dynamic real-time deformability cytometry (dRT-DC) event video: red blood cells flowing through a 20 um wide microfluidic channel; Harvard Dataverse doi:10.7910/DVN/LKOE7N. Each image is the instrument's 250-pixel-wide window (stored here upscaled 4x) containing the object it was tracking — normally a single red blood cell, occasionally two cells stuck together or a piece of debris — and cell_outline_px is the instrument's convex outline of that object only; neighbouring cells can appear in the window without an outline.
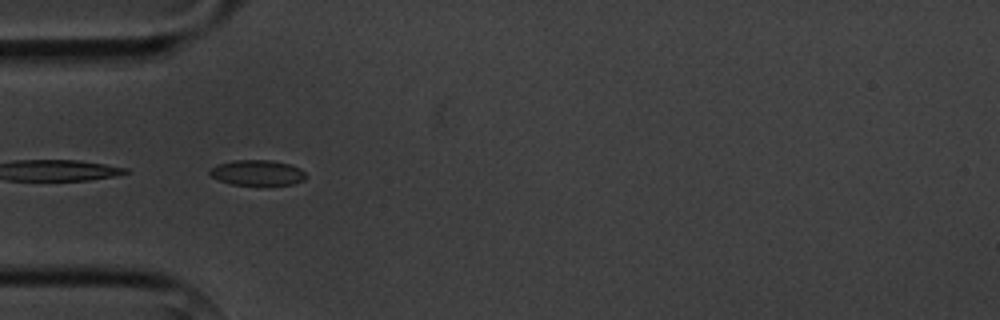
{"species": "common noctule bat (a hibernating species)", "species_latin": "Nyctalus noctula", "temperature_condition": "cold", "stored_images_in_passage": 6, "camera_frame_rate_fps": 3000, "um_per_image_px": 0.085, "animal": {"sex": "male", "body_mass_g": 20.1, "forearm_length_mm": 53.5}, "frame": {"image": 1, "passage_image": 4, "time_ms": 5.0, "image_size_px": [1000, 320], "cell_outline_px": [[308, 176], [304, 180], [292, 184], [232, 184], [220, 180], [212, 176], [208, 172], [216, 164], [236, 160], [272, 160], [288, 164], [300, 168]], "centroid_in_image_um": [21.89, 14.66], "position_along_channel_um": 63.1, "area_um2": 13.99}}